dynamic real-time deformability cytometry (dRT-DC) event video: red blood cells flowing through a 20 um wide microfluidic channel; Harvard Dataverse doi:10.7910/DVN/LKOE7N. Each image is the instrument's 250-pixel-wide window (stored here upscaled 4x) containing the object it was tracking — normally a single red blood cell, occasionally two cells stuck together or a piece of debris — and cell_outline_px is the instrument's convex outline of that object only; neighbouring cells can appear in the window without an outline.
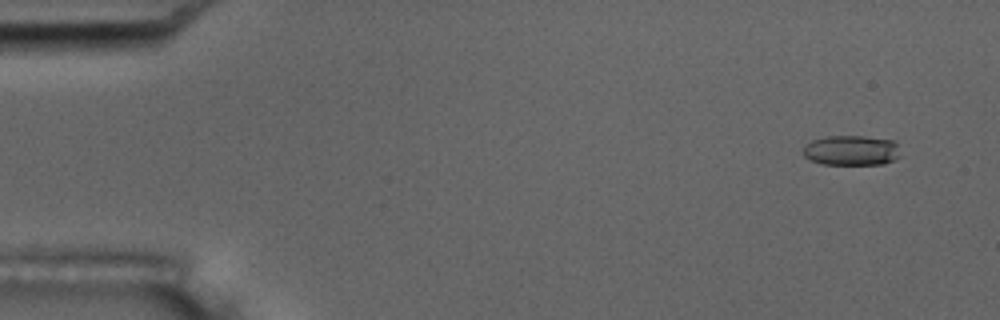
{"species": "common noctule bat (a hibernating species)", "species_latin": "Nyctalus noctula", "temperature_condition": "room temperature", "stored_images_in_passage": 55, "camera_frame_rate_fps": 3000, "um_per_image_px": 0.085, "animal": {"sex": "male", "body_mass_g": 17.5, "forearm_length_mm": 52.3}, "frame": {"image": 1, "passage_image": 4, "time_ms": 1.0, "image_size_px": [1000, 320], "cell_outline_px": [[900, 156], [884, 164], [820, 164], [808, 160], [804, 156], [804, 148], [812, 140], [828, 136], [864, 136], [892, 140], [896, 144]], "centroid_in_image_um": [72.35, 12.79], "position_along_channel_um": 12.7, "area_um2": 16.94}}
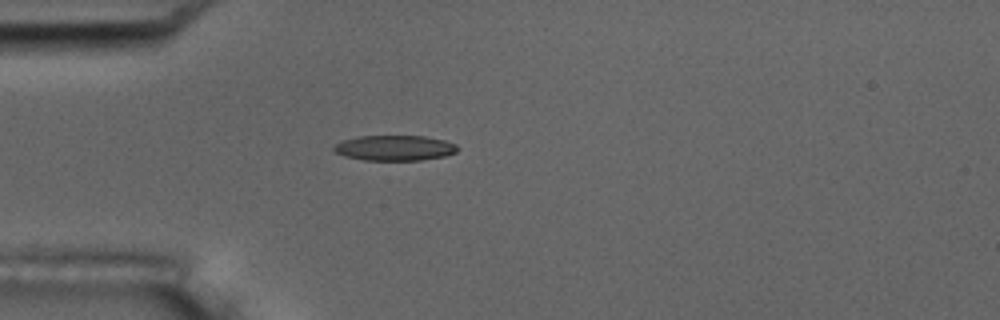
{"frame": {"image": 2, "passage_image": 16, "time_ms": 5.0, "image_size_px": [1000, 320], "cell_outline_px": [[460, 148], [456, 152], [444, 156], [424, 160], [364, 160], [344, 156], [336, 152], [332, 148], [340, 140], [356, 136], [424, 136], [444, 140], [456, 144]], "centroid_in_image_um": [33.54, 12.57], "position_along_channel_um": 51.5, "area_um2": 18.38}}
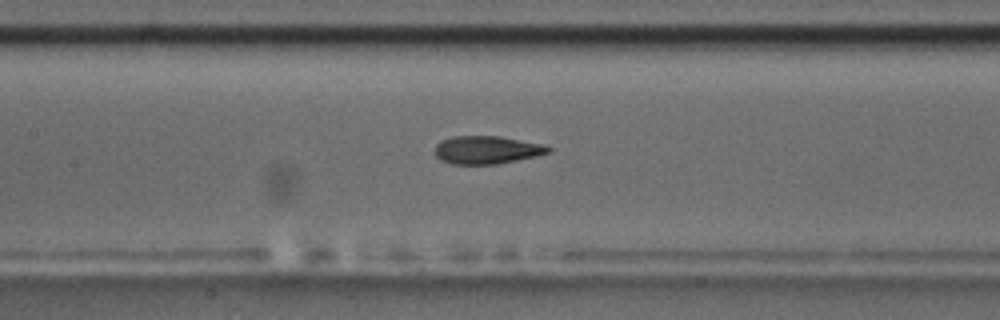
{"frame": {"image": 3, "passage_image": 26, "time_ms": 8.333, "image_size_px": [1000, 320], "cell_outline_px": [[552, 148], [548, 152], [536, 156], [496, 164], [452, 164], [440, 160], [436, 156], [436, 144], [440, 140], [452, 136], [500, 136], [548, 144]], "centroid_in_image_um": [41.4, 12.73], "position_along_channel_um": 166.0, "area_um2": 18.67}, "authors_computed_cell_mechanics": {"area_um2": 18.6116, "velocity_mm_per_s": 3.7212, "shape_relaxation_time_tau1_ms": 6.9095, "shape_relaxation_time_tau2_ms": 2.0098, "deformation_change_tau1": 0.2194, "deformation_change_tau2": 0.1018}}